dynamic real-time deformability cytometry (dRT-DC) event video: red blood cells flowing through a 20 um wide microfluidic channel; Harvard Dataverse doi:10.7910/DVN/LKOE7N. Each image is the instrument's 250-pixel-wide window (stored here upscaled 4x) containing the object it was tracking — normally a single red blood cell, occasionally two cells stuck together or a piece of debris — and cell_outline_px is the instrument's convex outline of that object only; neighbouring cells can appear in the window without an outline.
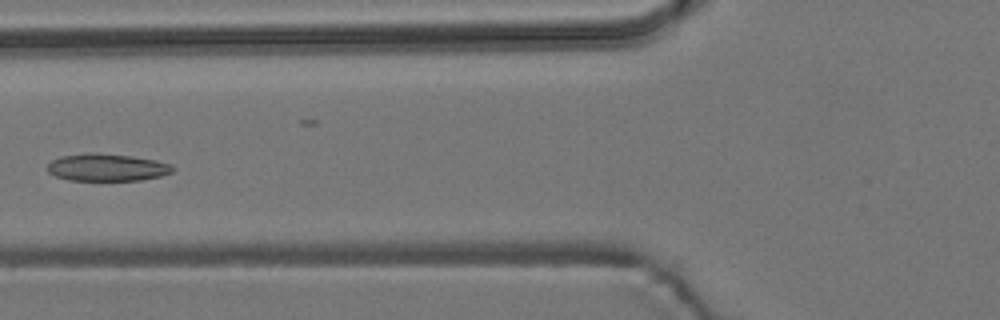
{"species": "common noctule bat (a hibernating species)", "species_latin": "Nyctalus noctula", "temperature_condition": "room temperature", "stored_images_in_passage": 6, "camera_frame_rate_fps": 3000, "um_per_image_px": 0.085, "animal": {"sex": "male", "body_mass_g": 19.2, "forearm_length_mm": 51.8}, "frame": {"image": 1, "passage_image": 6, "time_ms": 6.667, "image_size_px": [1000, 320], "cell_outline_px": [[176, 168], [172, 172], [160, 176], [140, 180], [68, 180], [56, 176], [48, 172], [48, 164], [52, 160], [60, 156], [132, 156], [156, 160], [172, 164]], "centroid_in_image_um": [9.17, 14.28], "position_along_channel_um": 116.6, "area_um2": 18.96}}